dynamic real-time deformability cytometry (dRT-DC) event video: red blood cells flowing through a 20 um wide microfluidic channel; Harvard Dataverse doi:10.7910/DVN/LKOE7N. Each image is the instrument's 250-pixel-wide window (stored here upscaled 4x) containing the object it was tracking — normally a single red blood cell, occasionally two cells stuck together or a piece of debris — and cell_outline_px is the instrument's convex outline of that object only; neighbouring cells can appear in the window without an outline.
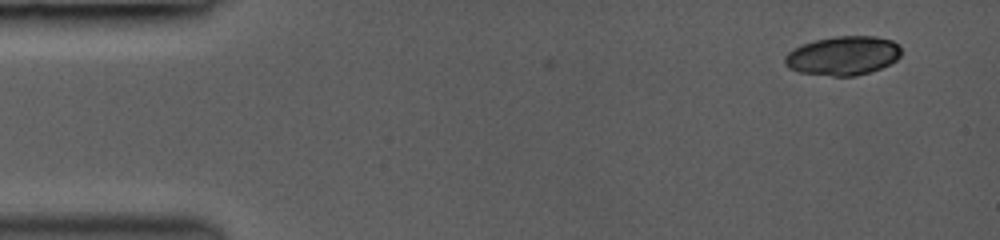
{"species": "common noctule bat (a hibernating species)", "species_latin": "Nyctalus noctula", "temperature_condition": "room temperature", "stored_images_in_passage": 2, "camera_frame_rate_fps": 3000, "um_per_image_px": 0.085, "animal": {"sex": "female", "body_mass_g": 19.0, "forearm_length_mm": 53.3}, "frame": {"image": 1, "passage_image": 2, "time_ms": 0.667, "image_size_px": [1000, 240], "cell_outline_px": [[900, 56], [896, 60], [880, 68], [856, 76], [832, 76], [800, 72], [788, 68], [784, 64], [784, 56], [788, 52], [804, 44], [816, 40], [836, 36], [876, 36], [892, 40], [900, 44]], "centroid_in_image_um": [71.66, 4.73], "position_along_channel_um": 13.3, "area_um2": 26.36}}